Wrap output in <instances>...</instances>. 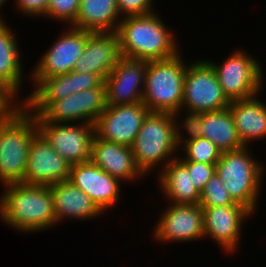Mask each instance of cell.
Wrapping results in <instances>:
<instances>
[{
	"label": "cell",
	"mask_w": 266,
	"mask_h": 267,
	"mask_svg": "<svg viewBox=\"0 0 266 267\" xmlns=\"http://www.w3.org/2000/svg\"><path fill=\"white\" fill-rule=\"evenodd\" d=\"M4 187L0 194V219L8 226L34 233L57 225L49 186L12 183Z\"/></svg>",
	"instance_id": "cell-1"
},
{
	"label": "cell",
	"mask_w": 266,
	"mask_h": 267,
	"mask_svg": "<svg viewBox=\"0 0 266 267\" xmlns=\"http://www.w3.org/2000/svg\"><path fill=\"white\" fill-rule=\"evenodd\" d=\"M122 17L116 29L121 57L165 60L176 56L179 47L159 14Z\"/></svg>",
	"instance_id": "cell-2"
},
{
	"label": "cell",
	"mask_w": 266,
	"mask_h": 267,
	"mask_svg": "<svg viewBox=\"0 0 266 267\" xmlns=\"http://www.w3.org/2000/svg\"><path fill=\"white\" fill-rule=\"evenodd\" d=\"M38 132L35 115L24 105L0 122V182L22 183L31 140Z\"/></svg>",
	"instance_id": "cell-3"
},
{
	"label": "cell",
	"mask_w": 266,
	"mask_h": 267,
	"mask_svg": "<svg viewBox=\"0 0 266 267\" xmlns=\"http://www.w3.org/2000/svg\"><path fill=\"white\" fill-rule=\"evenodd\" d=\"M130 147L136 166L144 176L151 173L158 163L164 162L160 165L162 170L178 157L175 155L179 147L176 143V121L173 113L149 112Z\"/></svg>",
	"instance_id": "cell-4"
},
{
	"label": "cell",
	"mask_w": 266,
	"mask_h": 267,
	"mask_svg": "<svg viewBox=\"0 0 266 267\" xmlns=\"http://www.w3.org/2000/svg\"><path fill=\"white\" fill-rule=\"evenodd\" d=\"M181 57L179 52L169 59L148 61L142 103L149 112L173 113L178 118L187 69Z\"/></svg>",
	"instance_id": "cell-5"
},
{
	"label": "cell",
	"mask_w": 266,
	"mask_h": 267,
	"mask_svg": "<svg viewBox=\"0 0 266 267\" xmlns=\"http://www.w3.org/2000/svg\"><path fill=\"white\" fill-rule=\"evenodd\" d=\"M249 146L222 152L215 172L232 199L255 212L260 195L264 166L252 157Z\"/></svg>",
	"instance_id": "cell-6"
},
{
	"label": "cell",
	"mask_w": 266,
	"mask_h": 267,
	"mask_svg": "<svg viewBox=\"0 0 266 267\" xmlns=\"http://www.w3.org/2000/svg\"><path fill=\"white\" fill-rule=\"evenodd\" d=\"M207 62L213 67L223 93L230 102L251 98L263 88L262 66L243 50L235 49L221 65L212 60Z\"/></svg>",
	"instance_id": "cell-7"
},
{
	"label": "cell",
	"mask_w": 266,
	"mask_h": 267,
	"mask_svg": "<svg viewBox=\"0 0 266 267\" xmlns=\"http://www.w3.org/2000/svg\"><path fill=\"white\" fill-rule=\"evenodd\" d=\"M229 105L230 101L207 60L187 65L181 109L186 107L183 110L204 113L227 109Z\"/></svg>",
	"instance_id": "cell-8"
},
{
	"label": "cell",
	"mask_w": 266,
	"mask_h": 267,
	"mask_svg": "<svg viewBox=\"0 0 266 267\" xmlns=\"http://www.w3.org/2000/svg\"><path fill=\"white\" fill-rule=\"evenodd\" d=\"M35 118L38 131L71 165L90 161L95 125L46 122L40 115H35Z\"/></svg>",
	"instance_id": "cell-9"
},
{
	"label": "cell",
	"mask_w": 266,
	"mask_h": 267,
	"mask_svg": "<svg viewBox=\"0 0 266 267\" xmlns=\"http://www.w3.org/2000/svg\"><path fill=\"white\" fill-rule=\"evenodd\" d=\"M63 34L52 43L47 52L32 69L31 78L35 87L44 79L66 74L74 70L75 63L82 55L88 38V31L68 26Z\"/></svg>",
	"instance_id": "cell-10"
},
{
	"label": "cell",
	"mask_w": 266,
	"mask_h": 267,
	"mask_svg": "<svg viewBox=\"0 0 266 267\" xmlns=\"http://www.w3.org/2000/svg\"><path fill=\"white\" fill-rule=\"evenodd\" d=\"M148 113V108L142 102L107 105L94 124L95 135L100 139L130 147Z\"/></svg>",
	"instance_id": "cell-11"
},
{
	"label": "cell",
	"mask_w": 266,
	"mask_h": 267,
	"mask_svg": "<svg viewBox=\"0 0 266 267\" xmlns=\"http://www.w3.org/2000/svg\"><path fill=\"white\" fill-rule=\"evenodd\" d=\"M106 106V88H91L53 101L40 116L46 122L94 125Z\"/></svg>",
	"instance_id": "cell-12"
},
{
	"label": "cell",
	"mask_w": 266,
	"mask_h": 267,
	"mask_svg": "<svg viewBox=\"0 0 266 267\" xmlns=\"http://www.w3.org/2000/svg\"><path fill=\"white\" fill-rule=\"evenodd\" d=\"M22 183L50 186L69 180L71 164L56 152L38 131L31 140Z\"/></svg>",
	"instance_id": "cell-13"
},
{
	"label": "cell",
	"mask_w": 266,
	"mask_h": 267,
	"mask_svg": "<svg viewBox=\"0 0 266 267\" xmlns=\"http://www.w3.org/2000/svg\"><path fill=\"white\" fill-rule=\"evenodd\" d=\"M168 205L154 227L155 240L169 243L205 238L203 211L199 204Z\"/></svg>",
	"instance_id": "cell-14"
},
{
	"label": "cell",
	"mask_w": 266,
	"mask_h": 267,
	"mask_svg": "<svg viewBox=\"0 0 266 267\" xmlns=\"http://www.w3.org/2000/svg\"><path fill=\"white\" fill-rule=\"evenodd\" d=\"M148 61L121 57L105 78L107 105L142 102Z\"/></svg>",
	"instance_id": "cell-15"
},
{
	"label": "cell",
	"mask_w": 266,
	"mask_h": 267,
	"mask_svg": "<svg viewBox=\"0 0 266 267\" xmlns=\"http://www.w3.org/2000/svg\"><path fill=\"white\" fill-rule=\"evenodd\" d=\"M204 221V237H210L226 253H233L240 243L242 224L252 217V212L236 203L228 206L201 207Z\"/></svg>",
	"instance_id": "cell-16"
},
{
	"label": "cell",
	"mask_w": 266,
	"mask_h": 267,
	"mask_svg": "<svg viewBox=\"0 0 266 267\" xmlns=\"http://www.w3.org/2000/svg\"><path fill=\"white\" fill-rule=\"evenodd\" d=\"M69 180L87 194L103 212L115 207L121 195V180L109 175L91 161L71 165Z\"/></svg>",
	"instance_id": "cell-17"
},
{
	"label": "cell",
	"mask_w": 266,
	"mask_h": 267,
	"mask_svg": "<svg viewBox=\"0 0 266 267\" xmlns=\"http://www.w3.org/2000/svg\"><path fill=\"white\" fill-rule=\"evenodd\" d=\"M121 58L119 40L116 32H90L82 55L74 66L79 73H93L103 80Z\"/></svg>",
	"instance_id": "cell-18"
},
{
	"label": "cell",
	"mask_w": 266,
	"mask_h": 267,
	"mask_svg": "<svg viewBox=\"0 0 266 267\" xmlns=\"http://www.w3.org/2000/svg\"><path fill=\"white\" fill-rule=\"evenodd\" d=\"M90 161L122 182L144 177L136 166L131 147L100 139L96 135L92 141Z\"/></svg>",
	"instance_id": "cell-19"
},
{
	"label": "cell",
	"mask_w": 266,
	"mask_h": 267,
	"mask_svg": "<svg viewBox=\"0 0 266 267\" xmlns=\"http://www.w3.org/2000/svg\"><path fill=\"white\" fill-rule=\"evenodd\" d=\"M49 188L53 197V210L57 225L65 217V219L87 220L105 213L70 180L51 184Z\"/></svg>",
	"instance_id": "cell-20"
},
{
	"label": "cell",
	"mask_w": 266,
	"mask_h": 267,
	"mask_svg": "<svg viewBox=\"0 0 266 267\" xmlns=\"http://www.w3.org/2000/svg\"><path fill=\"white\" fill-rule=\"evenodd\" d=\"M257 96L231 101L229 105L238 136L244 146L266 138V104Z\"/></svg>",
	"instance_id": "cell-21"
},
{
	"label": "cell",
	"mask_w": 266,
	"mask_h": 267,
	"mask_svg": "<svg viewBox=\"0 0 266 267\" xmlns=\"http://www.w3.org/2000/svg\"><path fill=\"white\" fill-rule=\"evenodd\" d=\"M159 174V187H162L161 190L170 203H200V192L194 186L187 167L178 158L171 160Z\"/></svg>",
	"instance_id": "cell-22"
},
{
	"label": "cell",
	"mask_w": 266,
	"mask_h": 267,
	"mask_svg": "<svg viewBox=\"0 0 266 267\" xmlns=\"http://www.w3.org/2000/svg\"><path fill=\"white\" fill-rule=\"evenodd\" d=\"M120 18L117 0H81L73 27L90 32H115Z\"/></svg>",
	"instance_id": "cell-23"
},
{
	"label": "cell",
	"mask_w": 266,
	"mask_h": 267,
	"mask_svg": "<svg viewBox=\"0 0 266 267\" xmlns=\"http://www.w3.org/2000/svg\"><path fill=\"white\" fill-rule=\"evenodd\" d=\"M35 89L20 102L32 114L40 115L53 101L76 93L75 71L44 78Z\"/></svg>",
	"instance_id": "cell-24"
},
{
	"label": "cell",
	"mask_w": 266,
	"mask_h": 267,
	"mask_svg": "<svg viewBox=\"0 0 266 267\" xmlns=\"http://www.w3.org/2000/svg\"><path fill=\"white\" fill-rule=\"evenodd\" d=\"M5 22L0 21V85L18 97L23 81V65L20 62L18 41Z\"/></svg>",
	"instance_id": "cell-25"
},
{
	"label": "cell",
	"mask_w": 266,
	"mask_h": 267,
	"mask_svg": "<svg viewBox=\"0 0 266 267\" xmlns=\"http://www.w3.org/2000/svg\"><path fill=\"white\" fill-rule=\"evenodd\" d=\"M201 137L207 138L220 152H229L244 147L230 112L227 109L202 113Z\"/></svg>",
	"instance_id": "cell-26"
},
{
	"label": "cell",
	"mask_w": 266,
	"mask_h": 267,
	"mask_svg": "<svg viewBox=\"0 0 266 267\" xmlns=\"http://www.w3.org/2000/svg\"><path fill=\"white\" fill-rule=\"evenodd\" d=\"M181 146L179 149H184L185 158L177 157L180 161L216 164L221 156V152L216 145L204 137L186 141Z\"/></svg>",
	"instance_id": "cell-27"
},
{
	"label": "cell",
	"mask_w": 266,
	"mask_h": 267,
	"mask_svg": "<svg viewBox=\"0 0 266 267\" xmlns=\"http://www.w3.org/2000/svg\"><path fill=\"white\" fill-rule=\"evenodd\" d=\"M234 204L236 202L228 193L222 180L214 172L200 193V207L228 206Z\"/></svg>",
	"instance_id": "cell-28"
},
{
	"label": "cell",
	"mask_w": 266,
	"mask_h": 267,
	"mask_svg": "<svg viewBox=\"0 0 266 267\" xmlns=\"http://www.w3.org/2000/svg\"><path fill=\"white\" fill-rule=\"evenodd\" d=\"M81 0H49L44 17L53 18L70 26L75 24Z\"/></svg>",
	"instance_id": "cell-29"
},
{
	"label": "cell",
	"mask_w": 266,
	"mask_h": 267,
	"mask_svg": "<svg viewBox=\"0 0 266 267\" xmlns=\"http://www.w3.org/2000/svg\"><path fill=\"white\" fill-rule=\"evenodd\" d=\"M186 117L183 122L178 125L179 121L175 118L176 122V143L180 147L184 142L201 137V128H202V113L195 111H187ZM182 125V126H181ZM185 130L188 135V138L184 135L182 136L180 128Z\"/></svg>",
	"instance_id": "cell-30"
},
{
	"label": "cell",
	"mask_w": 266,
	"mask_h": 267,
	"mask_svg": "<svg viewBox=\"0 0 266 267\" xmlns=\"http://www.w3.org/2000/svg\"><path fill=\"white\" fill-rule=\"evenodd\" d=\"M191 174V180L194 186L201 191L215 172L216 164H205L194 161H181Z\"/></svg>",
	"instance_id": "cell-31"
},
{
	"label": "cell",
	"mask_w": 266,
	"mask_h": 267,
	"mask_svg": "<svg viewBox=\"0 0 266 267\" xmlns=\"http://www.w3.org/2000/svg\"><path fill=\"white\" fill-rule=\"evenodd\" d=\"M153 4V0H117V8L121 18L153 13Z\"/></svg>",
	"instance_id": "cell-32"
},
{
	"label": "cell",
	"mask_w": 266,
	"mask_h": 267,
	"mask_svg": "<svg viewBox=\"0 0 266 267\" xmlns=\"http://www.w3.org/2000/svg\"><path fill=\"white\" fill-rule=\"evenodd\" d=\"M15 96L0 85V122L8 119L23 104L15 101Z\"/></svg>",
	"instance_id": "cell-33"
},
{
	"label": "cell",
	"mask_w": 266,
	"mask_h": 267,
	"mask_svg": "<svg viewBox=\"0 0 266 267\" xmlns=\"http://www.w3.org/2000/svg\"><path fill=\"white\" fill-rule=\"evenodd\" d=\"M18 11L27 16H43L47 13L49 0H15Z\"/></svg>",
	"instance_id": "cell-34"
},
{
	"label": "cell",
	"mask_w": 266,
	"mask_h": 267,
	"mask_svg": "<svg viewBox=\"0 0 266 267\" xmlns=\"http://www.w3.org/2000/svg\"><path fill=\"white\" fill-rule=\"evenodd\" d=\"M76 93L91 88H106L104 80L97 74L75 71Z\"/></svg>",
	"instance_id": "cell-35"
},
{
	"label": "cell",
	"mask_w": 266,
	"mask_h": 267,
	"mask_svg": "<svg viewBox=\"0 0 266 267\" xmlns=\"http://www.w3.org/2000/svg\"><path fill=\"white\" fill-rule=\"evenodd\" d=\"M5 2H7V0H0V7L4 5ZM1 16L2 15H0V21H5Z\"/></svg>",
	"instance_id": "cell-36"
}]
</instances>
